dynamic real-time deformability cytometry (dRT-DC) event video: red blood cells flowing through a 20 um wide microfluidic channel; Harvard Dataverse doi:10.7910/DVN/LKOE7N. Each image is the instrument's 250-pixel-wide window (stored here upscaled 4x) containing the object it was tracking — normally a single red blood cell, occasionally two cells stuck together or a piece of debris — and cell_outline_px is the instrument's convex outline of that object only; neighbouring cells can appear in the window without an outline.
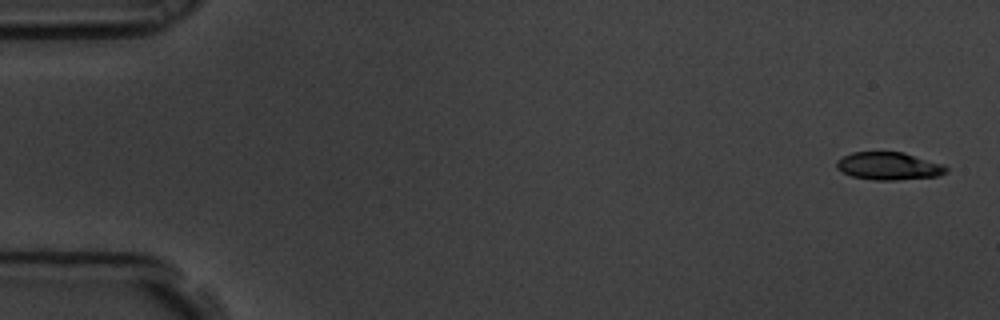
{"species": "common noctule bat (a hibernating species)", "species_latin": "Nyctalus noctula", "temperature_condition": "room temperature", "stored_images_in_passage": 4, "camera_frame_rate_fps": 3000, "um_per_image_px": 0.085, "animal": {"sex": "male", "body_mass_g": 19.5, "forearm_length_mm": 54.6}, "frame": {"image": 1, "passage_image": 1, "time_ms": 0.0, "image_size_px": [1000, 320], "cell_outline_px": [[948, 172], [940, 176], [896, 180], [872, 180], [852, 176], [836, 168], [836, 160], [852, 152], [904, 152], [944, 164], [948, 168]], "centroid_in_image_um": [75.58, 14.11], "position_along_channel_um": 9.4, "area_um2": 17.86}}